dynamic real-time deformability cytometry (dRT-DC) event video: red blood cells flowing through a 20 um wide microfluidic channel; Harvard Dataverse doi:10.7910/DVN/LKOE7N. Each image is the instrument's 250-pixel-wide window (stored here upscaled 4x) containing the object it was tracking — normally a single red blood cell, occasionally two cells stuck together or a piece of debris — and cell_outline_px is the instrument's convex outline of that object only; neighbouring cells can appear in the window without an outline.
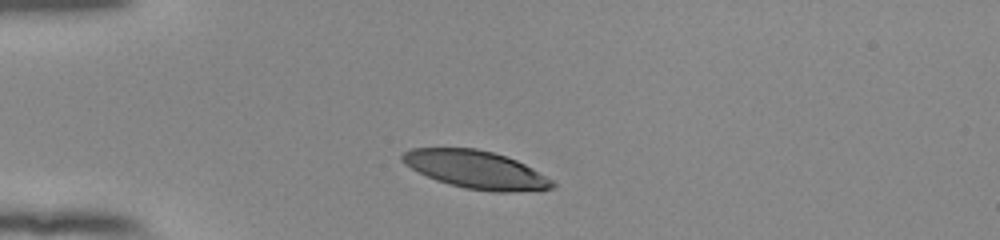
{"species": "human", "species_latin": "Homo sapiens", "temperature_condition": "room temperature", "stored_images_in_passage": 35, "camera_frame_rate_fps": 3000, "um_per_image_px": 0.085, "donor": {"sex": "female"}, "frame": {"image": 1, "passage_image": 1, "time_ms": 0.0, "image_size_px": [1000, 240], "cell_outline_px": [[556, 184], [552, 188], [512, 192], [492, 192], [464, 188], [448, 184], [436, 180], [404, 164], [400, 160], [400, 156], [404, 152], [412, 148], [476, 148], [492, 152], [516, 160], [532, 168], [552, 180]], "centroid_in_image_um": [40.43, 14.42], "position_along_channel_um": 44.6, "area_um2": 32.89}}
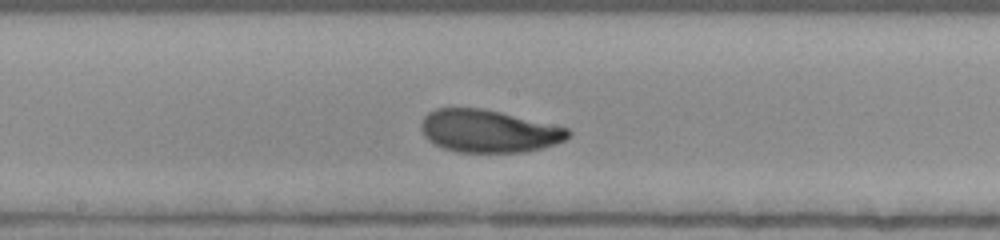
{"frame": {"image": 2, "passage_image": 16, "time_ms": 5.0, "image_size_px": [1000, 240], "cell_outline_px": [[572, 132], [564, 140], [556, 144], [524, 152], [456, 152], [444, 148], [428, 140], [424, 136], [420, 128], [420, 124], [424, 116], [428, 112], [436, 108], [480, 108], [500, 112], [568, 128]], "centroid_in_image_um": [41.5, 11.14], "position_along_channel_um": 206.7, "area_um2": 36.36}}
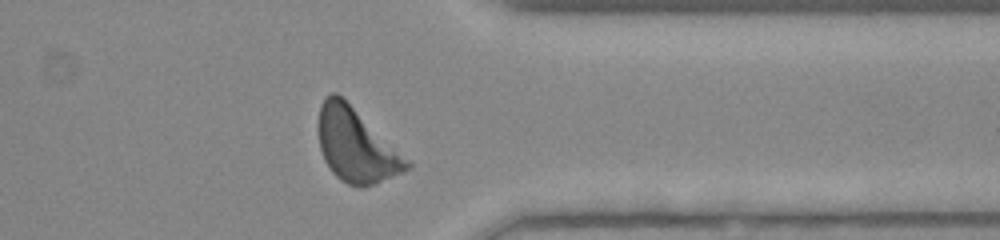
{"frame": {"image": 3, "passage_image": 30, "time_ms": 9.667, "image_size_px": [1000, 240], "cell_outline_px": [[412, 168], [376, 184], [364, 188], [360, 188], [348, 184], [340, 180], [332, 172], [324, 160], [320, 148], [316, 128], [316, 124], [320, 104], [332, 92], [336, 92], [408, 160], [412, 164]], "centroid_in_image_um": [30.21, 12.4], "position_along_channel_um": 381.2, "area_um2": 37.51}, "authors_computed_cell_mechanics": {"area_um2": 36.125, "velocity_mm_per_s": 3.8433, "shape_relaxation_time_tau1_ms": 2.5019, "shape_relaxation_time_tau2_ms": 5.8437, "deformation_change_tau1": 0.1284, "deformation_change_tau2": 0.1335}}